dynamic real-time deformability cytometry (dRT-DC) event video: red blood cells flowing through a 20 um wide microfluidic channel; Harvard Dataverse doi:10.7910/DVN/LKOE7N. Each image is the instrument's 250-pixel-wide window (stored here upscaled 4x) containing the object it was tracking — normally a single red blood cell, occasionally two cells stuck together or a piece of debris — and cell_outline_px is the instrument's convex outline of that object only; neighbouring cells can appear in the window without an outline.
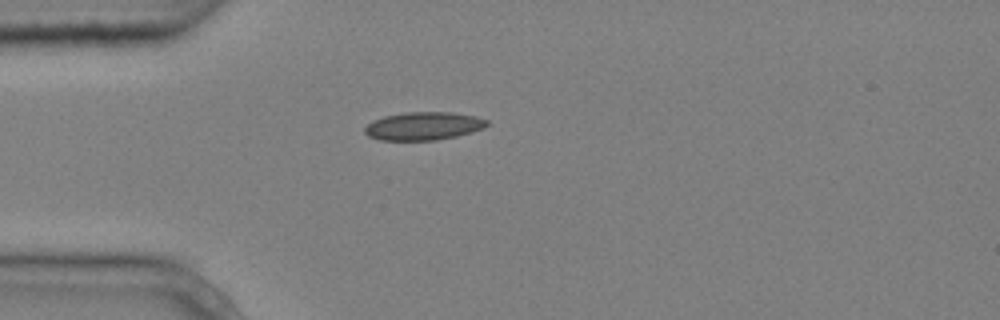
{"species": "common noctule bat (a hibernating species)", "species_latin": "Nyctalus noctula", "temperature_condition": "cold", "stored_images_in_passage": 1, "camera_frame_rate_fps": 3000, "um_per_image_px": 0.085, "animal": {"sex": "male", "body_mass_g": 20.4}, "frame": {"image": 1, "passage_image": 1, "time_ms": 0.0, "image_size_px": [1000, 320], "cell_outline_px": [[488, 124], [484, 128], [472, 132], [456, 136], [436, 140], [380, 140], [368, 136], [364, 132], [364, 128], [372, 120], [384, 116], [404, 112], [452, 112], [476, 116], [488, 120]], "centroid_in_image_um": [35.99, 10.71], "position_along_channel_um": 49.0, "area_um2": 20.11}}